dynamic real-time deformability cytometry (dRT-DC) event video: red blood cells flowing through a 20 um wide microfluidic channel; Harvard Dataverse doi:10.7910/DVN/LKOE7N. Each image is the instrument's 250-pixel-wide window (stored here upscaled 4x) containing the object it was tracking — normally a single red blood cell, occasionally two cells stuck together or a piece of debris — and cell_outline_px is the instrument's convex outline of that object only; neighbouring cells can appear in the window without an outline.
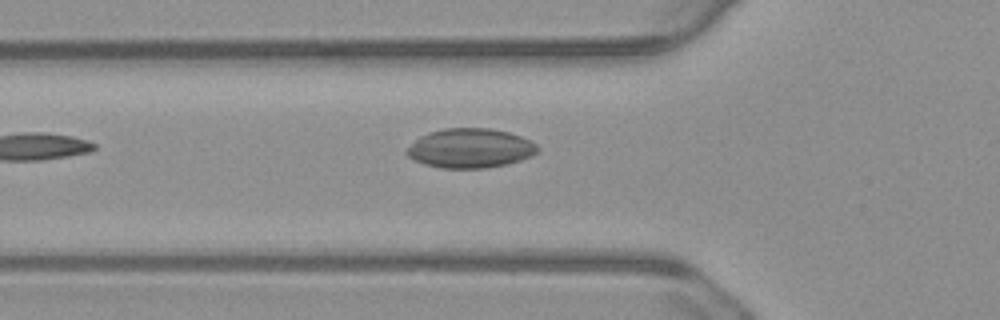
{"species": "common noctule bat (a hibernating species)", "species_latin": "Nyctalus noctula", "temperature_condition": "warm", "stored_images_in_passage": 22, "camera_frame_rate_fps": 3000, "um_per_image_px": 0.085, "animal": {"sex": "male", "body_mass_g": 23.1, "forearm_length_mm": 52.7}, "frame": {"image": 1, "passage_image": 2, "time_ms": 0.333, "image_size_px": [1000, 320], "cell_outline_px": [[540, 152], [532, 156], [508, 164], [484, 168], [440, 168], [424, 164], [412, 160], [404, 152], [420, 136], [428, 132], [444, 128], [488, 128], [508, 132], [532, 140], [540, 148]], "centroid_in_image_um": [39.99, 12.6], "position_along_channel_um": 85.8, "area_um2": 30.29}}
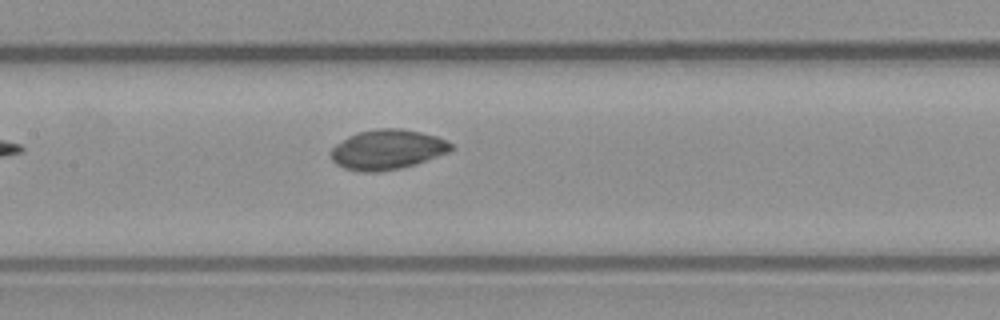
{"frame": {"image": 2, "passage_image": 9, "time_ms": 2.667, "image_size_px": [1000, 320], "cell_outline_px": [[452, 148], [448, 152], [428, 160], [404, 168], [380, 172], [360, 172], [344, 168], [336, 164], [332, 160], [328, 152], [336, 144], [348, 136], [356, 132], [380, 128], [400, 128], [420, 132], [436, 136], [452, 144]], "centroid_in_image_um": [32.88, 12.72], "position_along_channel_um": 174.5, "area_um2": 28.15}}
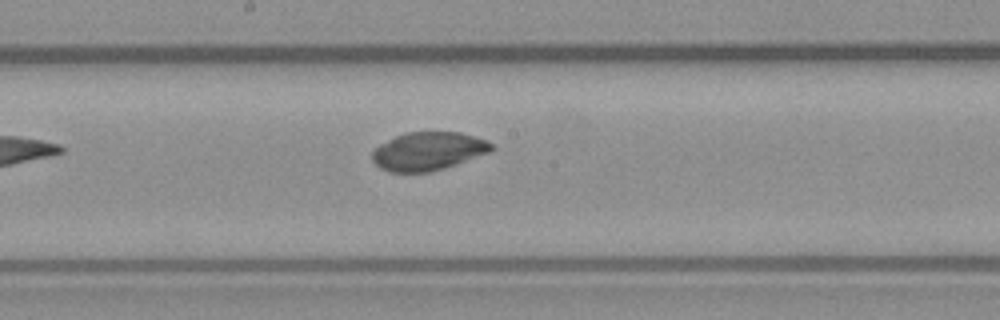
{"frame": {"image": 3, "passage_image": 12, "time_ms": 3.667, "image_size_px": [1000, 320], "cell_outline_px": [[496, 148], [492, 152], [432, 172], [388, 172], [380, 168], [372, 160], [372, 152], [380, 144], [404, 132], [460, 132], [488, 140]], "centroid_in_image_um": [36.43, 12.85], "position_along_channel_um": 211.8, "area_um2": 26.82}}